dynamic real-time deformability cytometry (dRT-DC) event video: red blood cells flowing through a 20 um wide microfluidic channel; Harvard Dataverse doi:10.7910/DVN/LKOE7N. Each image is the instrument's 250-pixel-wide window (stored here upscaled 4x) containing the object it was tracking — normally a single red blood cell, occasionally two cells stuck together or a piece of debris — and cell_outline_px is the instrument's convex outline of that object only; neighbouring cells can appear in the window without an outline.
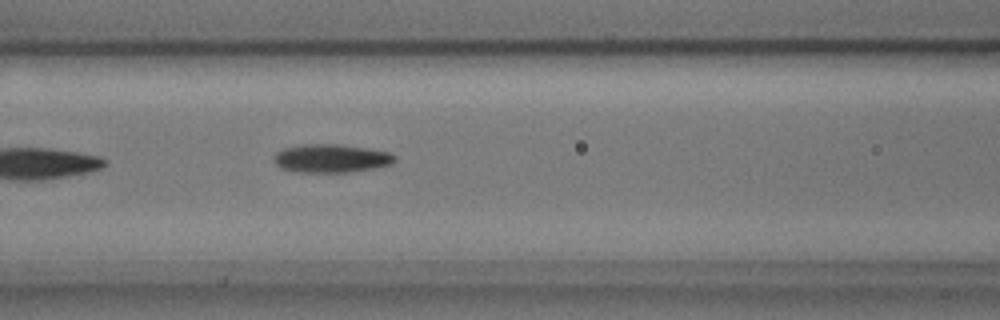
{"species": "common noctule bat (a hibernating species)", "species_latin": "Nyctalus noctula", "temperature_condition": "cold", "stored_images_in_passage": 5, "camera_frame_rate_fps": 3000, "um_per_image_px": 0.085, "animal": {"sex": "male", "body_mass_g": 17.9, "forearm_length_mm": 54.2}, "frame": {"image": 1, "passage_image": 5, "time_ms": 1.333, "image_size_px": [1000, 320], "cell_outline_px": [[396, 160], [392, 164], [376, 168], [348, 172], [300, 172], [280, 168], [272, 160], [272, 156], [276, 152], [284, 148], [308, 144], [336, 144], [364, 148], [388, 152], [396, 156]], "centroid_in_image_um": [28.13, 13.47], "position_along_channel_um": 138.5, "area_um2": 19.94}}